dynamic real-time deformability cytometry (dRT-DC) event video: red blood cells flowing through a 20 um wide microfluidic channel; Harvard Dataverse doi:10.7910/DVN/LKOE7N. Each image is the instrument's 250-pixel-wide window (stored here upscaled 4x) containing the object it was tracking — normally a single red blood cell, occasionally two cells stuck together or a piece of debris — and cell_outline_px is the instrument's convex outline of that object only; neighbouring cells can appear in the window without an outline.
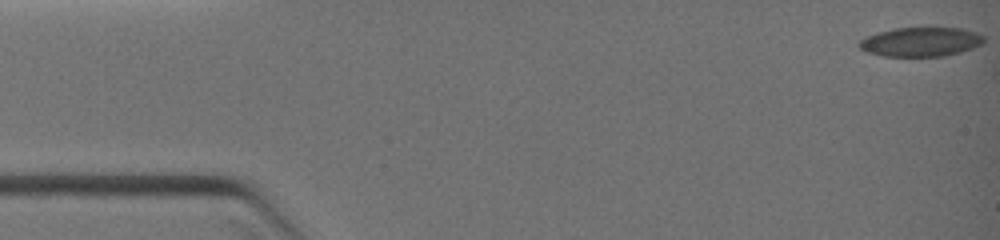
{"species": "common noctule bat (a hibernating species)", "species_latin": "Nyctalus noctula", "temperature_condition": "warm", "stored_images_in_passage": 6, "camera_frame_rate_fps": 3000, "um_per_image_px": 0.085, "animal": {"sex": "female", "body_mass_g": 19.0, "forearm_length_mm": 51.5}, "frame": {"image": 1, "passage_image": 1, "time_ms": 0.0, "image_size_px": [1000, 240], "cell_outline_px": [[984, 40], [980, 44], [972, 48], [960, 52], [944, 56], [884, 56], [868, 52], [860, 48], [860, 40], [868, 36], [892, 28], [928, 24], [964, 28], [976, 32], [984, 36]], "centroid_in_image_um": [78.32, 3.49], "position_along_channel_um": 6.7, "area_um2": 22.02}}
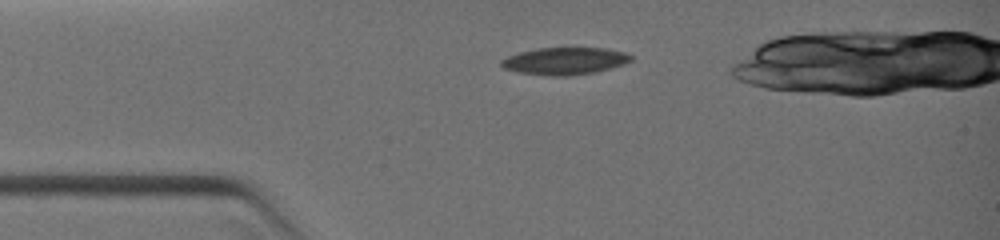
{"frame": {"image": 2, "passage_image": 4, "time_ms": 2.667, "image_size_px": [1000, 240], "cell_outline_px": [[632, 60], [624, 64], [592, 72], [568, 76], [548, 76], [516, 72], [504, 68], [500, 64], [500, 60], [508, 56], [520, 52], [536, 48], [608, 48], [624, 52], [632, 56]], "centroid_in_image_um": [47.97, 5.18], "position_along_channel_um": 37.0, "area_um2": 20.52}}